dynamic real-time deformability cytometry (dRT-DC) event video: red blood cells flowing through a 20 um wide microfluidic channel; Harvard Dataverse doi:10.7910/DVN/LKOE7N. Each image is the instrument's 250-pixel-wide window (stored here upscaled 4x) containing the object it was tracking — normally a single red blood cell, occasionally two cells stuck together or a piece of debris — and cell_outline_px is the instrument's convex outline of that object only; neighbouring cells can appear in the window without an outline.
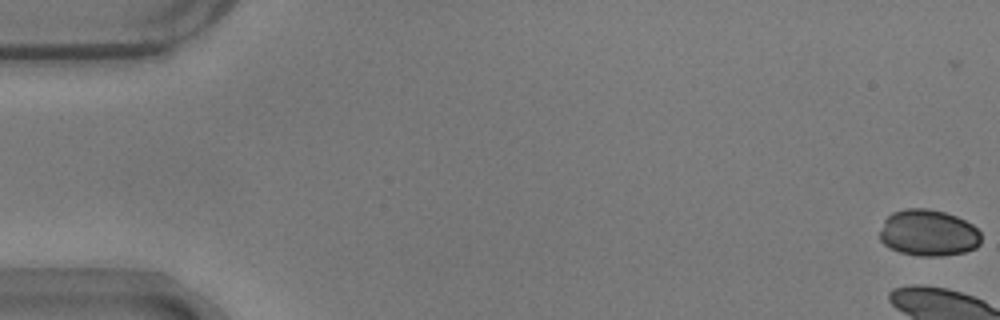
{"species": "common noctule bat (a hibernating species)", "species_latin": "Nyctalus noctula", "temperature_condition": "warm", "stored_images_in_passage": 10, "camera_frame_rate_fps": 3000, "um_per_image_px": 0.085, "animal": {"sex": "male", "body_mass_g": 17.9}, "frame": {"image": 1, "passage_image": 2, "time_ms": 0.333, "image_size_px": [1000, 320], "cell_outline_px": [[980, 244], [976, 248], [964, 252], [940, 256], [920, 256], [900, 252], [884, 244], [880, 240], [880, 232], [884, 220], [892, 212], [904, 208], [928, 208], [944, 212], [956, 216], [972, 224], [980, 232]], "centroid_in_image_um": [78.91, 19.79], "position_along_channel_um": 6.1, "area_um2": 27.46}}